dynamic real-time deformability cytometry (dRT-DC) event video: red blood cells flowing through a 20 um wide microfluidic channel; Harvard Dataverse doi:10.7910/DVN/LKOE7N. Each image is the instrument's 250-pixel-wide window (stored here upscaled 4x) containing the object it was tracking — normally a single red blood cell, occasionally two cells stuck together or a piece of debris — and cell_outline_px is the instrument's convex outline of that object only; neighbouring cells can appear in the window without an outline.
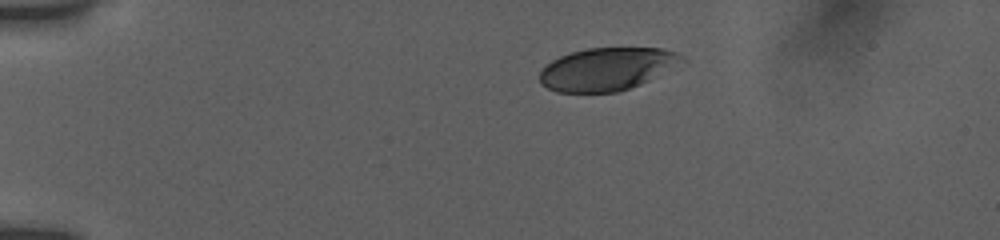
{"species": "human", "species_latin": "Homo sapiens", "temperature_condition": "room temperature", "stored_images_in_passage": 35, "camera_frame_rate_fps": 3000, "um_per_image_px": 0.085, "donor": {"sex": "female"}, "frame": {"image": 1, "passage_image": 1, "time_ms": 0.0, "image_size_px": [1000, 240], "cell_outline_px": [[688, 64], [640, 84], [616, 92], [556, 92], [540, 84], [540, 72], [552, 60], [560, 56], [572, 52], [588, 48], [660, 48], [676, 52], [688, 60]], "centroid_in_image_um": [51.7, 5.86], "position_along_channel_um": 33.3, "area_um2": 35.84}}
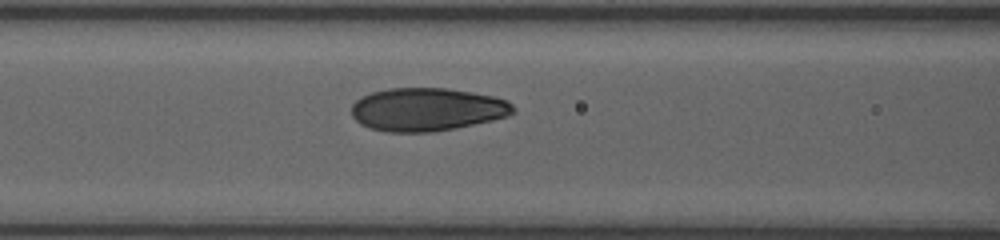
{"frame": {"image": 2, "passage_image": 21, "time_ms": 4.333, "image_size_px": [1000, 240], "cell_outline_px": [[516, 112], [508, 116], [492, 120], [456, 128], [432, 132], [388, 132], [368, 128], [360, 124], [352, 116], [352, 104], [356, 100], [372, 92], [388, 88], [448, 88], [472, 92], [492, 96], [508, 100], [516, 108]], "centroid_in_image_um": [36.31, 9.3], "position_along_channel_um": 130.3, "area_um2": 40.86}}
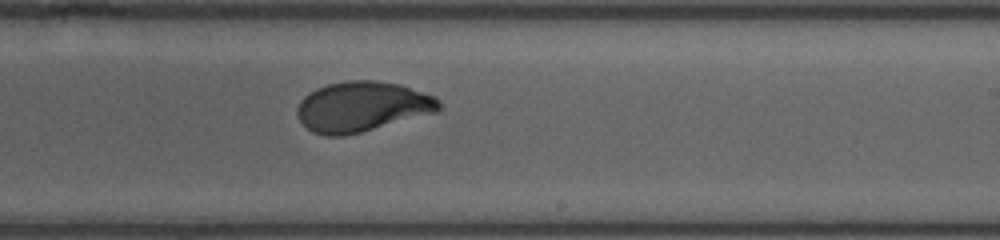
{"frame": {"image": 3, "passage_image": 35, "time_ms": 7.667, "image_size_px": [1000, 240], "cell_outline_px": [[440, 108], [436, 112], [360, 132], [344, 136], [328, 136], [312, 132], [300, 120], [296, 112], [296, 108], [300, 100], [304, 96], [316, 88], [328, 84], [348, 80], [376, 80], [400, 84], [436, 96], [440, 100]], "centroid_in_image_um": [30.77, 9.05], "position_along_channel_um": 258.2, "area_um2": 41.38}}